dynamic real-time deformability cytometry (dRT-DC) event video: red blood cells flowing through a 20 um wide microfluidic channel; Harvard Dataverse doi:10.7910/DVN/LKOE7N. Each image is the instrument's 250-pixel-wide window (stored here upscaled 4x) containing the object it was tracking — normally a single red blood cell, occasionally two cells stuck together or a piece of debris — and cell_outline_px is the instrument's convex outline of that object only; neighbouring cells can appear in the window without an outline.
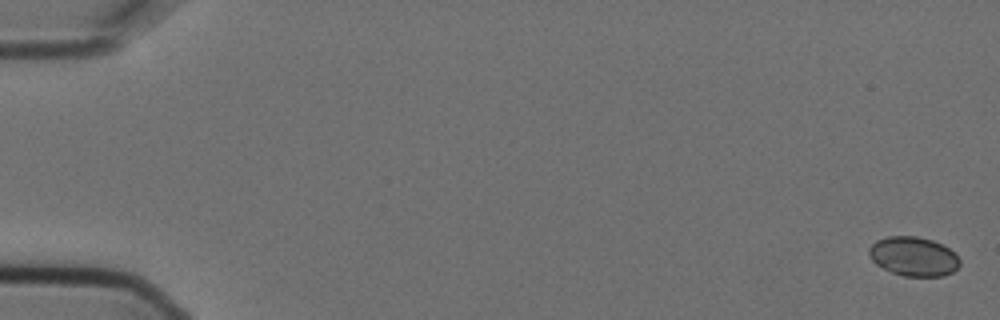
{"species": "Egyptian fruit bat (a non-hibernating species)", "species_latin": "Rousettus aegyptiacus", "temperature_condition": "cold", "stored_images_in_passage": 5, "camera_frame_rate_fps": 3000, "um_per_image_px": 0.085, "animal": {"sex": "female"}, "frame": {"image": 1, "passage_image": 1, "time_ms": 0.0, "image_size_px": [1000, 320], "cell_outline_px": [[960, 264], [952, 272], [944, 276], [904, 276], [892, 272], [876, 264], [872, 260], [868, 252], [868, 248], [876, 240], [888, 236], [916, 236], [932, 240], [948, 248], [960, 260]], "centroid_in_image_um": [77.62, 21.79], "position_along_channel_um": 7.4, "area_um2": 20.58}}
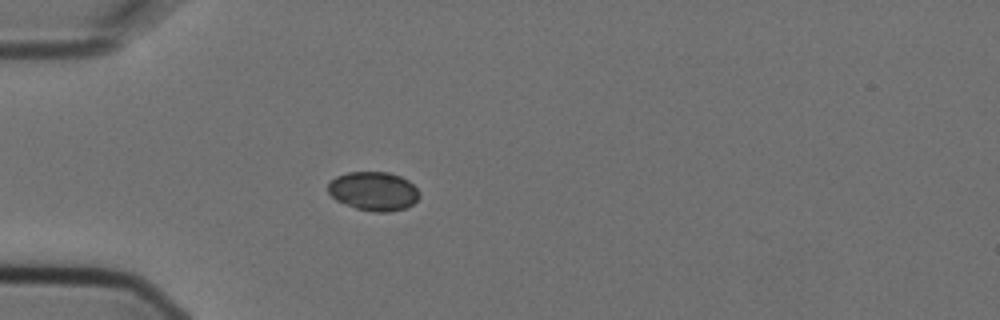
{"frame": {"image": 2, "passage_image": 5, "time_ms": 1.333, "image_size_px": [1000, 320], "cell_outline_px": [[420, 196], [412, 204], [404, 208], [388, 212], [372, 212], [356, 208], [336, 200], [328, 192], [328, 184], [336, 176], [348, 172], [388, 172], [400, 176], [408, 180], [420, 192]], "centroid_in_image_um": [31.75, 16.24], "position_along_channel_um": 53.2, "area_um2": 20.63}}